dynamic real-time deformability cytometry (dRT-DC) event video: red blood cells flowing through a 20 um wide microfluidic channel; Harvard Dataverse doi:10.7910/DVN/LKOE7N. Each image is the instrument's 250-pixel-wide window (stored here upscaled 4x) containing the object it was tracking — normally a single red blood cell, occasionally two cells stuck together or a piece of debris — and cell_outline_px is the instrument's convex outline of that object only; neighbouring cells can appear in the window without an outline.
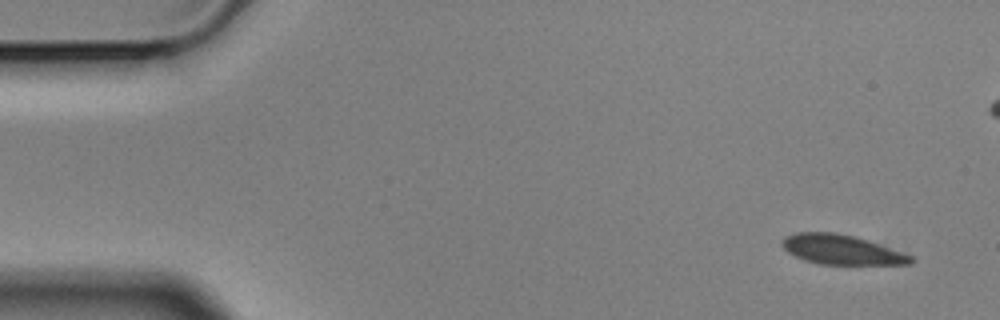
{"species": "Egyptian fruit bat (a non-hibernating species)", "species_latin": "Rousettus aegyptiacus", "temperature_condition": "cold", "stored_images_in_passage": 2, "camera_frame_rate_fps": 3000, "um_per_image_px": 0.085, "animal": {"sex": "male"}, "frame": {"image": 1, "passage_image": 2, "time_ms": 0.333, "image_size_px": [1000, 320], "cell_outline_px": [[916, 260], [912, 264], [820, 264], [804, 260], [788, 252], [780, 244], [784, 236], [796, 232], [836, 232], [856, 236], [868, 240], [912, 256]], "centroid_in_image_um": [71.51, 21.21], "position_along_channel_um": 13.5, "area_um2": 22.25}}